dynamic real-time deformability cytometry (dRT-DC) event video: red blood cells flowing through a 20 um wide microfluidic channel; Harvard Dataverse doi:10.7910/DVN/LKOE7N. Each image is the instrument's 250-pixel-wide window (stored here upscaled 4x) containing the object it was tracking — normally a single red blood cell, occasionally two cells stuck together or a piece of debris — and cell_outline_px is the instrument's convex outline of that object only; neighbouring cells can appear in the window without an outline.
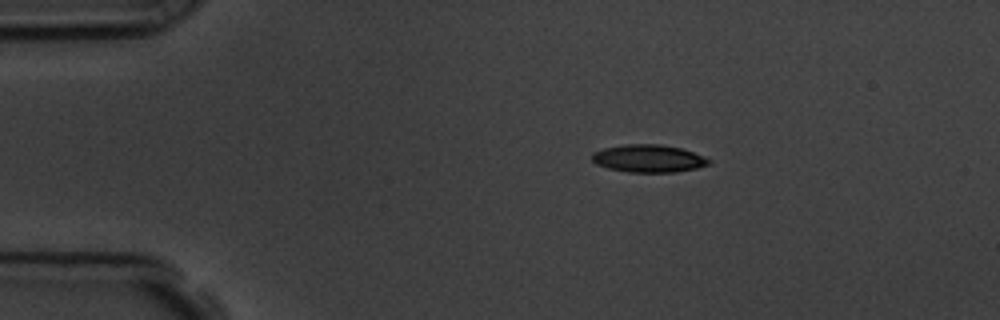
{"species": "common noctule bat (a hibernating species)", "species_latin": "Nyctalus noctula", "temperature_condition": "room temperature", "stored_images_in_passage": 47, "camera_frame_rate_fps": 3000, "um_per_image_px": 0.085, "animal": {"sex": "male", "body_mass_g": 19.5, "forearm_length_mm": 54.6}, "frame": {"image": 1, "passage_image": 1, "time_ms": 0.0, "image_size_px": [1000, 320], "cell_outline_px": [[712, 160], [708, 164], [696, 168], [676, 172], [628, 172], [608, 168], [596, 164], [592, 160], [592, 152], [604, 148], [624, 144], [660, 144], [680, 148], [692, 152]], "centroid_in_image_um": [55.09, 13.47], "position_along_channel_um": 29.9, "area_um2": 18.73}}
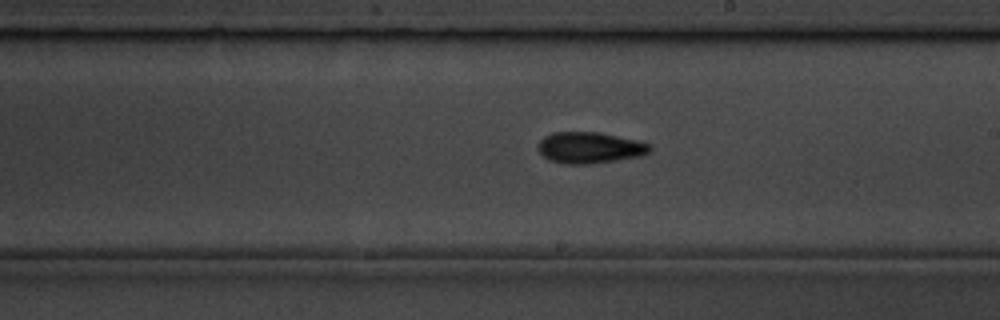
{"frame": {"image": 2, "passage_image": 23, "time_ms": 7.333, "image_size_px": [1000, 320], "cell_outline_px": [[652, 148], [648, 152], [640, 156], [592, 164], [564, 164], [548, 160], [536, 148], [540, 140], [544, 136], [552, 132], [600, 132], [636, 140], [652, 144]], "centroid_in_image_um": [50.1, 12.55], "position_along_channel_um": 238.9, "area_um2": 20.52}}
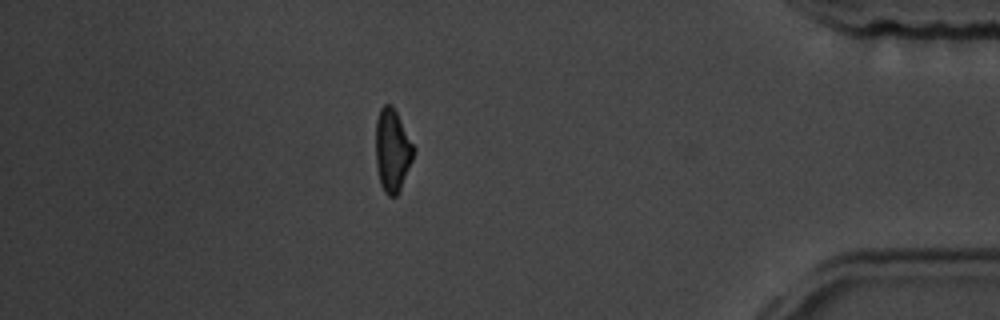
{"frame": {"image": 3, "passage_image": 40, "time_ms": 13.0, "image_size_px": [1000, 320], "cell_outline_px": [[416, 148], [412, 160], [400, 192], [396, 196], [388, 196], [384, 192], [380, 184], [376, 164], [376, 120], [380, 108], [384, 104], [392, 104]], "centroid_in_image_um": [33.36, 12.79], "position_along_channel_um": 401.8, "area_um2": 18.5}, "authors_computed_cell_mechanics": {"area_um2": 18.8428, "velocity_mm_per_s": 3.6038, "shape_relaxation_time_tau1_ms": 4.4999, "shape_relaxation_time_tau2_ms": 4.3967, "deformation_change_tau1": 0.1615, "deformation_change_tau2": 0.1332}}